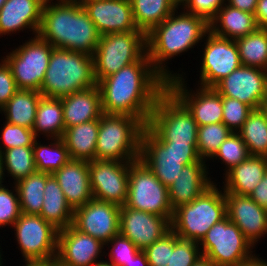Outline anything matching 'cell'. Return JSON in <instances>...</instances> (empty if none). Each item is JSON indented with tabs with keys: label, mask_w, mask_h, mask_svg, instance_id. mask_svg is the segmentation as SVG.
I'll return each instance as SVG.
<instances>
[{
	"label": "cell",
	"mask_w": 267,
	"mask_h": 266,
	"mask_svg": "<svg viewBox=\"0 0 267 266\" xmlns=\"http://www.w3.org/2000/svg\"><path fill=\"white\" fill-rule=\"evenodd\" d=\"M105 114H125L147 125L167 81L152 67L147 52L137 61L97 82Z\"/></svg>",
	"instance_id": "cell-1"
},
{
	"label": "cell",
	"mask_w": 267,
	"mask_h": 266,
	"mask_svg": "<svg viewBox=\"0 0 267 266\" xmlns=\"http://www.w3.org/2000/svg\"><path fill=\"white\" fill-rule=\"evenodd\" d=\"M53 1L46 0L43 6L37 35L54 48L93 56L101 35L82 4L75 0Z\"/></svg>",
	"instance_id": "cell-2"
},
{
	"label": "cell",
	"mask_w": 267,
	"mask_h": 266,
	"mask_svg": "<svg viewBox=\"0 0 267 266\" xmlns=\"http://www.w3.org/2000/svg\"><path fill=\"white\" fill-rule=\"evenodd\" d=\"M179 9L180 7L146 35L147 54L152 67L166 81L183 75L170 71L166 61L203 42L210 31L209 23L205 19L184 10L179 14Z\"/></svg>",
	"instance_id": "cell-3"
},
{
	"label": "cell",
	"mask_w": 267,
	"mask_h": 266,
	"mask_svg": "<svg viewBox=\"0 0 267 266\" xmlns=\"http://www.w3.org/2000/svg\"><path fill=\"white\" fill-rule=\"evenodd\" d=\"M93 86H97L93 56L53 48L40 89L42 96L62 98Z\"/></svg>",
	"instance_id": "cell-4"
},
{
	"label": "cell",
	"mask_w": 267,
	"mask_h": 266,
	"mask_svg": "<svg viewBox=\"0 0 267 266\" xmlns=\"http://www.w3.org/2000/svg\"><path fill=\"white\" fill-rule=\"evenodd\" d=\"M224 190L214 182L195 200L173 210L171 230L182 239L200 242L208 230L226 214Z\"/></svg>",
	"instance_id": "cell-5"
},
{
	"label": "cell",
	"mask_w": 267,
	"mask_h": 266,
	"mask_svg": "<svg viewBox=\"0 0 267 266\" xmlns=\"http://www.w3.org/2000/svg\"><path fill=\"white\" fill-rule=\"evenodd\" d=\"M144 129L145 125L136 117L103 113L99 119L96 160L140 159L141 135Z\"/></svg>",
	"instance_id": "cell-6"
},
{
	"label": "cell",
	"mask_w": 267,
	"mask_h": 266,
	"mask_svg": "<svg viewBox=\"0 0 267 266\" xmlns=\"http://www.w3.org/2000/svg\"><path fill=\"white\" fill-rule=\"evenodd\" d=\"M145 129L159 143L197 144L196 121L168 89L158 97Z\"/></svg>",
	"instance_id": "cell-7"
},
{
	"label": "cell",
	"mask_w": 267,
	"mask_h": 266,
	"mask_svg": "<svg viewBox=\"0 0 267 266\" xmlns=\"http://www.w3.org/2000/svg\"><path fill=\"white\" fill-rule=\"evenodd\" d=\"M140 160L167 188L184 166L200 162L197 144L159 143L146 129L142 131Z\"/></svg>",
	"instance_id": "cell-8"
},
{
	"label": "cell",
	"mask_w": 267,
	"mask_h": 266,
	"mask_svg": "<svg viewBox=\"0 0 267 266\" xmlns=\"http://www.w3.org/2000/svg\"><path fill=\"white\" fill-rule=\"evenodd\" d=\"M146 52V35L142 31L102 35L93 55L96 82L137 62Z\"/></svg>",
	"instance_id": "cell-9"
},
{
	"label": "cell",
	"mask_w": 267,
	"mask_h": 266,
	"mask_svg": "<svg viewBox=\"0 0 267 266\" xmlns=\"http://www.w3.org/2000/svg\"><path fill=\"white\" fill-rule=\"evenodd\" d=\"M199 247L202 256L216 266H235L256 254L252 244L227 216L208 230Z\"/></svg>",
	"instance_id": "cell-10"
},
{
	"label": "cell",
	"mask_w": 267,
	"mask_h": 266,
	"mask_svg": "<svg viewBox=\"0 0 267 266\" xmlns=\"http://www.w3.org/2000/svg\"><path fill=\"white\" fill-rule=\"evenodd\" d=\"M126 207L167 218L170 222L173 209L170 206L168 188L140 159L129 167L128 197Z\"/></svg>",
	"instance_id": "cell-11"
},
{
	"label": "cell",
	"mask_w": 267,
	"mask_h": 266,
	"mask_svg": "<svg viewBox=\"0 0 267 266\" xmlns=\"http://www.w3.org/2000/svg\"><path fill=\"white\" fill-rule=\"evenodd\" d=\"M53 48L35 35L2 57L11 68L18 89L40 92Z\"/></svg>",
	"instance_id": "cell-12"
},
{
	"label": "cell",
	"mask_w": 267,
	"mask_h": 266,
	"mask_svg": "<svg viewBox=\"0 0 267 266\" xmlns=\"http://www.w3.org/2000/svg\"><path fill=\"white\" fill-rule=\"evenodd\" d=\"M11 228L24 262L56 260L58 229L42 216L21 213Z\"/></svg>",
	"instance_id": "cell-13"
},
{
	"label": "cell",
	"mask_w": 267,
	"mask_h": 266,
	"mask_svg": "<svg viewBox=\"0 0 267 266\" xmlns=\"http://www.w3.org/2000/svg\"><path fill=\"white\" fill-rule=\"evenodd\" d=\"M204 38L198 85L213 88L242 64L235 40L216 36L211 31Z\"/></svg>",
	"instance_id": "cell-14"
},
{
	"label": "cell",
	"mask_w": 267,
	"mask_h": 266,
	"mask_svg": "<svg viewBox=\"0 0 267 266\" xmlns=\"http://www.w3.org/2000/svg\"><path fill=\"white\" fill-rule=\"evenodd\" d=\"M134 161L93 160L88 162L90 188L94 199L119 206L126 203L129 167Z\"/></svg>",
	"instance_id": "cell-15"
},
{
	"label": "cell",
	"mask_w": 267,
	"mask_h": 266,
	"mask_svg": "<svg viewBox=\"0 0 267 266\" xmlns=\"http://www.w3.org/2000/svg\"><path fill=\"white\" fill-rule=\"evenodd\" d=\"M184 75L167 81V89L187 108L198 126L221 123L222 96L214 89L197 86L188 90ZM193 91V92H192Z\"/></svg>",
	"instance_id": "cell-16"
},
{
	"label": "cell",
	"mask_w": 267,
	"mask_h": 266,
	"mask_svg": "<svg viewBox=\"0 0 267 266\" xmlns=\"http://www.w3.org/2000/svg\"><path fill=\"white\" fill-rule=\"evenodd\" d=\"M121 206L92 198L74 210L73 226L106 244L119 233Z\"/></svg>",
	"instance_id": "cell-17"
},
{
	"label": "cell",
	"mask_w": 267,
	"mask_h": 266,
	"mask_svg": "<svg viewBox=\"0 0 267 266\" xmlns=\"http://www.w3.org/2000/svg\"><path fill=\"white\" fill-rule=\"evenodd\" d=\"M222 97L237 99L260 109L267 92V71L241 65L213 87Z\"/></svg>",
	"instance_id": "cell-18"
},
{
	"label": "cell",
	"mask_w": 267,
	"mask_h": 266,
	"mask_svg": "<svg viewBox=\"0 0 267 266\" xmlns=\"http://www.w3.org/2000/svg\"><path fill=\"white\" fill-rule=\"evenodd\" d=\"M104 247L100 240L70 225L58 230L56 262L61 266H91L104 256Z\"/></svg>",
	"instance_id": "cell-19"
},
{
	"label": "cell",
	"mask_w": 267,
	"mask_h": 266,
	"mask_svg": "<svg viewBox=\"0 0 267 266\" xmlns=\"http://www.w3.org/2000/svg\"><path fill=\"white\" fill-rule=\"evenodd\" d=\"M171 229L170 221L162 216L120 208L119 233L130 239L140 250L152 245Z\"/></svg>",
	"instance_id": "cell-20"
},
{
	"label": "cell",
	"mask_w": 267,
	"mask_h": 266,
	"mask_svg": "<svg viewBox=\"0 0 267 266\" xmlns=\"http://www.w3.org/2000/svg\"><path fill=\"white\" fill-rule=\"evenodd\" d=\"M225 199L227 217L255 248L256 243L267 235V210L248 195L225 193Z\"/></svg>",
	"instance_id": "cell-21"
},
{
	"label": "cell",
	"mask_w": 267,
	"mask_h": 266,
	"mask_svg": "<svg viewBox=\"0 0 267 266\" xmlns=\"http://www.w3.org/2000/svg\"><path fill=\"white\" fill-rule=\"evenodd\" d=\"M82 6L101 36L140 31L134 21L130 0H94L83 2Z\"/></svg>",
	"instance_id": "cell-22"
},
{
	"label": "cell",
	"mask_w": 267,
	"mask_h": 266,
	"mask_svg": "<svg viewBox=\"0 0 267 266\" xmlns=\"http://www.w3.org/2000/svg\"><path fill=\"white\" fill-rule=\"evenodd\" d=\"M46 0H7L0 9V36L29 29L37 35Z\"/></svg>",
	"instance_id": "cell-23"
},
{
	"label": "cell",
	"mask_w": 267,
	"mask_h": 266,
	"mask_svg": "<svg viewBox=\"0 0 267 266\" xmlns=\"http://www.w3.org/2000/svg\"><path fill=\"white\" fill-rule=\"evenodd\" d=\"M208 169L205 160L183 167L179 176L168 187L169 202L173 210L192 202L214 183L208 177Z\"/></svg>",
	"instance_id": "cell-24"
},
{
	"label": "cell",
	"mask_w": 267,
	"mask_h": 266,
	"mask_svg": "<svg viewBox=\"0 0 267 266\" xmlns=\"http://www.w3.org/2000/svg\"><path fill=\"white\" fill-rule=\"evenodd\" d=\"M67 203L75 210L93 198L88 162L71 159L53 174Z\"/></svg>",
	"instance_id": "cell-25"
},
{
	"label": "cell",
	"mask_w": 267,
	"mask_h": 266,
	"mask_svg": "<svg viewBox=\"0 0 267 266\" xmlns=\"http://www.w3.org/2000/svg\"><path fill=\"white\" fill-rule=\"evenodd\" d=\"M60 99L65 129L100 119L103 114L98 86L77 91Z\"/></svg>",
	"instance_id": "cell-26"
},
{
	"label": "cell",
	"mask_w": 267,
	"mask_h": 266,
	"mask_svg": "<svg viewBox=\"0 0 267 266\" xmlns=\"http://www.w3.org/2000/svg\"><path fill=\"white\" fill-rule=\"evenodd\" d=\"M266 172L267 158L265 156H249L223 174L225 180L221 189L225 193L249 196Z\"/></svg>",
	"instance_id": "cell-27"
},
{
	"label": "cell",
	"mask_w": 267,
	"mask_h": 266,
	"mask_svg": "<svg viewBox=\"0 0 267 266\" xmlns=\"http://www.w3.org/2000/svg\"><path fill=\"white\" fill-rule=\"evenodd\" d=\"M210 31L219 37L236 40L257 29L254 14L241 11L227 3L209 23Z\"/></svg>",
	"instance_id": "cell-28"
},
{
	"label": "cell",
	"mask_w": 267,
	"mask_h": 266,
	"mask_svg": "<svg viewBox=\"0 0 267 266\" xmlns=\"http://www.w3.org/2000/svg\"><path fill=\"white\" fill-rule=\"evenodd\" d=\"M98 132L99 119L66 128L61 139L71 159L87 162L95 160Z\"/></svg>",
	"instance_id": "cell-29"
},
{
	"label": "cell",
	"mask_w": 267,
	"mask_h": 266,
	"mask_svg": "<svg viewBox=\"0 0 267 266\" xmlns=\"http://www.w3.org/2000/svg\"><path fill=\"white\" fill-rule=\"evenodd\" d=\"M39 215L58 230L73 224L74 210L67 203L65 195L53 175L46 180L44 201Z\"/></svg>",
	"instance_id": "cell-30"
},
{
	"label": "cell",
	"mask_w": 267,
	"mask_h": 266,
	"mask_svg": "<svg viewBox=\"0 0 267 266\" xmlns=\"http://www.w3.org/2000/svg\"><path fill=\"white\" fill-rule=\"evenodd\" d=\"M136 27L149 34L180 6L175 0H130Z\"/></svg>",
	"instance_id": "cell-31"
},
{
	"label": "cell",
	"mask_w": 267,
	"mask_h": 266,
	"mask_svg": "<svg viewBox=\"0 0 267 266\" xmlns=\"http://www.w3.org/2000/svg\"><path fill=\"white\" fill-rule=\"evenodd\" d=\"M41 97L39 91L18 89L0 113H4L6 122L32 129Z\"/></svg>",
	"instance_id": "cell-32"
},
{
	"label": "cell",
	"mask_w": 267,
	"mask_h": 266,
	"mask_svg": "<svg viewBox=\"0 0 267 266\" xmlns=\"http://www.w3.org/2000/svg\"><path fill=\"white\" fill-rule=\"evenodd\" d=\"M32 130L36 138L40 134L47 138H62L65 125L60 98H40Z\"/></svg>",
	"instance_id": "cell-33"
},
{
	"label": "cell",
	"mask_w": 267,
	"mask_h": 266,
	"mask_svg": "<svg viewBox=\"0 0 267 266\" xmlns=\"http://www.w3.org/2000/svg\"><path fill=\"white\" fill-rule=\"evenodd\" d=\"M52 174L34 172L13 184L16 187L21 213L39 215L44 201V188L46 180Z\"/></svg>",
	"instance_id": "cell-34"
},
{
	"label": "cell",
	"mask_w": 267,
	"mask_h": 266,
	"mask_svg": "<svg viewBox=\"0 0 267 266\" xmlns=\"http://www.w3.org/2000/svg\"><path fill=\"white\" fill-rule=\"evenodd\" d=\"M48 145L41 144L36 138L33 144V154L36 170L53 174L71 160L69 151L61 138H47Z\"/></svg>",
	"instance_id": "cell-35"
},
{
	"label": "cell",
	"mask_w": 267,
	"mask_h": 266,
	"mask_svg": "<svg viewBox=\"0 0 267 266\" xmlns=\"http://www.w3.org/2000/svg\"><path fill=\"white\" fill-rule=\"evenodd\" d=\"M247 146L250 156L267 154V118L260 109H254L237 132Z\"/></svg>",
	"instance_id": "cell-36"
},
{
	"label": "cell",
	"mask_w": 267,
	"mask_h": 266,
	"mask_svg": "<svg viewBox=\"0 0 267 266\" xmlns=\"http://www.w3.org/2000/svg\"><path fill=\"white\" fill-rule=\"evenodd\" d=\"M235 41L242 65L267 71V30L257 28Z\"/></svg>",
	"instance_id": "cell-37"
},
{
	"label": "cell",
	"mask_w": 267,
	"mask_h": 266,
	"mask_svg": "<svg viewBox=\"0 0 267 266\" xmlns=\"http://www.w3.org/2000/svg\"><path fill=\"white\" fill-rule=\"evenodd\" d=\"M4 172L14 179V184L36 172L33 147H15L1 153ZM7 170V171H6Z\"/></svg>",
	"instance_id": "cell-38"
},
{
	"label": "cell",
	"mask_w": 267,
	"mask_h": 266,
	"mask_svg": "<svg viewBox=\"0 0 267 266\" xmlns=\"http://www.w3.org/2000/svg\"><path fill=\"white\" fill-rule=\"evenodd\" d=\"M231 133L232 131L222 122L198 126L197 152L200 158L210 160Z\"/></svg>",
	"instance_id": "cell-39"
},
{
	"label": "cell",
	"mask_w": 267,
	"mask_h": 266,
	"mask_svg": "<svg viewBox=\"0 0 267 266\" xmlns=\"http://www.w3.org/2000/svg\"><path fill=\"white\" fill-rule=\"evenodd\" d=\"M201 256L198 242L179 238L170 229V259L167 266H193Z\"/></svg>",
	"instance_id": "cell-40"
},
{
	"label": "cell",
	"mask_w": 267,
	"mask_h": 266,
	"mask_svg": "<svg viewBox=\"0 0 267 266\" xmlns=\"http://www.w3.org/2000/svg\"><path fill=\"white\" fill-rule=\"evenodd\" d=\"M250 156L247 146L241 139L238 133L232 132L220 145L219 150L210 159L213 160L218 158L225 163V173L232 167L239 165L241 162L246 160ZM227 169V170H226Z\"/></svg>",
	"instance_id": "cell-41"
},
{
	"label": "cell",
	"mask_w": 267,
	"mask_h": 266,
	"mask_svg": "<svg viewBox=\"0 0 267 266\" xmlns=\"http://www.w3.org/2000/svg\"><path fill=\"white\" fill-rule=\"evenodd\" d=\"M2 144L0 142V154L9 148L15 147H33L36 137L32 129L14 125L5 121L3 129L1 130ZM3 145V146H1Z\"/></svg>",
	"instance_id": "cell-42"
},
{
	"label": "cell",
	"mask_w": 267,
	"mask_h": 266,
	"mask_svg": "<svg viewBox=\"0 0 267 266\" xmlns=\"http://www.w3.org/2000/svg\"><path fill=\"white\" fill-rule=\"evenodd\" d=\"M222 104V123H224L232 132L237 133L253 109L241 101L229 97H222Z\"/></svg>",
	"instance_id": "cell-43"
},
{
	"label": "cell",
	"mask_w": 267,
	"mask_h": 266,
	"mask_svg": "<svg viewBox=\"0 0 267 266\" xmlns=\"http://www.w3.org/2000/svg\"><path fill=\"white\" fill-rule=\"evenodd\" d=\"M105 246L110 248V252L107 253L109 254L108 262L113 266H125V263H128L140 251L130 239L120 233L112 237Z\"/></svg>",
	"instance_id": "cell-44"
},
{
	"label": "cell",
	"mask_w": 267,
	"mask_h": 266,
	"mask_svg": "<svg viewBox=\"0 0 267 266\" xmlns=\"http://www.w3.org/2000/svg\"><path fill=\"white\" fill-rule=\"evenodd\" d=\"M13 188L9 190L5 185L0 188V228L10 225L12 227L21 215L20 202L15 185Z\"/></svg>",
	"instance_id": "cell-45"
},
{
	"label": "cell",
	"mask_w": 267,
	"mask_h": 266,
	"mask_svg": "<svg viewBox=\"0 0 267 266\" xmlns=\"http://www.w3.org/2000/svg\"><path fill=\"white\" fill-rule=\"evenodd\" d=\"M225 4L226 0H184L180 8L210 23Z\"/></svg>",
	"instance_id": "cell-46"
},
{
	"label": "cell",
	"mask_w": 267,
	"mask_h": 266,
	"mask_svg": "<svg viewBox=\"0 0 267 266\" xmlns=\"http://www.w3.org/2000/svg\"><path fill=\"white\" fill-rule=\"evenodd\" d=\"M143 251L149 266H167L170 259V230Z\"/></svg>",
	"instance_id": "cell-47"
},
{
	"label": "cell",
	"mask_w": 267,
	"mask_h": 266,
	"mask_svg": "<svg viewBox=\"0 0 267 266\" xmlns=\"http://www.w3.org/2000/svg\"><path fill=\"white\" fill-rule=\"evenodd\" d=\"M0 110L9 99L17 92L18 88L14 80L12 70L7 62L0 59Z\"/></svg>",
	"instance_id": "cell-48"
},
{
	"label": "cell",
	"mask_w": 267,
	"mask_h": 266,
	"mask_svg": "<svg viewBox=\"0 0 267 266\" xmlns=\"http://www.w3.org/2000/svg\"><path fill=\"white\" fill-rule=\"evenodd\" d=\"M249 197L260 207L267 210V172L264 174L260 183L249 194Z\"/></svg>",
	"instance_id": "cell-49"
},
{
	"label": "cell",
	"mask_w": 267,
	"mask_h": 266,
	"mask_svg": "<svg viewBox=\"0 0 267 266\" xmlns=\"http://www.w3.org/2000/svg\"><path fill=\"white\" fill-rule=\"evenodd\" d=\"M257 28L267 30V0H258L254 13Z\"/></svg>",
	"instance_id": "cell-50"
},
{
	"label": "cell",
	"mask_w": 267,
	"mask_h": 266,
	"mask_svg": "<svg viewBox=\"0 0 267 266\" xmlns=\"http://www.w3.org/2000/svg\"><path fill=\"white\" fill-rule=\"evenodd\" d=\"M258 0H226V3L232 7L240 9L241 11L254 14Z\"/></svg>",
	"instance_id": "cell-51"
},
{
	"label": "cell",
	"mask_w": 267,
	"mask_h": 266,
	"mask_svg": "<svg viewBox=\"0 0 267 266\" xmlns=\"http://www.w3.org/2000/svg\"><path fill=\"white\" fill-rule=\"evenodd\" d=\"M125 266H149L145 252L140 250Z\"/></svg>",
	"instance_id": "cell-52"
},
{
	"label": "cell",
	"mask_w": 267,
	"mask_h": 266,
	"mask_svg": "<svg viewBox=\"0 0 267 266\" xmlns=\"http://www.w3.org/2000/svg\"><path fill=\"white\" fill-rule=\"evenodd\" d=\"M235 266H267V261L263 260L259 255L256 254L247 261L236 264Z\"/></svg>",
	"instance_id": "cell-53"
},
{
	"label": "cell",
	"mask_w": 267,
	"mask_h": 266,
	"mask_svg": "<svg viewBox=\"0 0 267 266\" xmlns=\"http://www.w3.org/2000/svg\"><path fill=\"white\" fill-rule=\"evenodd\" d=\"M193 266H216L210 259L201 256Z\"/></svg>",
	"instance_id": "cell-54"
},
{
	"label": "cell",
	"mask_w": 267,
	"mask_h": 266,
	"mask_svg": "<svg viewBox=\"0 0 267 266\" xmlns=\"http://www.w3.org/2000/svg\"><path fill=\"white\" fill-rule=\"evenodd\" d=\"M25 263L24 266H52V261H32Z\"/></svg>",
	"instance_id": "cell-55"
},
{
	"label": "cell",
	"mask_w": 267,
	"mask_h": 266,
	"mask_svg": "<svg viewBox=\"0 0 267 266\" xmlns=\"http://www.w3.org/2000/svg\"><path fill=\"white\" fill-rule=\"evenodd\" d=\"M5 173H4V166H3V160H2V156L0 154V188L3 187L4 185L2 184L5 180Z\"/></svg>",
	"instance_id": "cell-56"
},
{
	"label": "cell",
	"mask_w": 267,
	"mask_h": 266,
	"mask_svg": "<svg viewBox=\"0 0 267 266\" xmlns=\"http://www.w3.org/2000/svg\"><path fill=\"white\" fill-rule=\"evenodd\" d=\"M260 110L265 114V117L267 118V92L260 105Z\"/></svg>",
	"instance_id": "cell-57"
},
{
	"label": "cell",
	"mask_w": 267,
	"mask_h": 266,
	"mask_svg": "<svg viewBox=\"0 0 267 266\" xmlns=\"http://www.w3.org/2000/svg\"><path fill=\"white\" fill-rule=\"evenodd\" d=\"M91 266H113L112 264H110L108 261L106 260H99L97 262H95L93 265Z\"/></svg>",
	"instance_id": "cell-58"
},
{
	"label": "cell",
	"mask_w": 267,
	"mask_h": 266,
	"mask_svg": "<svg viewBox=\"0 0 267 266\" xmlns=\"http://www.w3.org/2000/svg\"><path fill=\"white\" fill-rule=\"evenodd\" d=\"M52 266H61L56 260H52Z\"/></svg>",
	"instance_id": "cell-59"
},
{
	"label": "cell",
	"mask_w": 267,
	"mask_h": 266,
	"mask_svg": "<svg viewBox=\"0 0 267 266\" xmlns=\"http://www.w3.org/2000/svg\"><path fill=\"white\" fill-rule=\"evenodd\" d=\"M75 1H77V2L82 4L83 2L94 1V0H75Z\"/></svg>",
	"instance_id": "cell-60"
},
{
	"label": "cell",
	"mask_w": 267,
	"mask_h": 266,
	"mask_svg": "<svg viewBox=\"0 0 267 266\" xmlns=\"http://www.w3.org/2000/svg\"><path fill=\"white\" fill-rule=\"evenodd\" d=\"M1 247V246H0ZM1 249V248H0ZM1 251V250H0ZM2 254H1V252H0V266H3L2 264H3V261H2Z\"/></svg>",
	"instance_id": "cell-61"
},
{
	"label": "cell",
	"mask_w": 267,
	"mask_h": 266,
	"mask_svg": "<svg viewBox=\"0 0 267 266\" xmlns=\"http://www.w3.org/2000/svg\"><path fill=\"white\" fill-rule=\"evenodd\" d=\"M7 0H0V9Z\"/></svg>",
	"instance_id": "cell-62"
},
{
	"label": "cell",
	"mask_w": 267,
	"mask_h": 266,
	"mask_svg": "<svg viewBox=\"0 0 267 266\" xmlns=\"http://www.w3.org/2000/svg\"><path fill=\"white\" fill-rule=\"evenodd\" d=\"M177 3H178V5L180 6L182 3H183V1L184 0H175Z\"/></svg>",
	"instance_id": "cell-63"
}]
</instances>
